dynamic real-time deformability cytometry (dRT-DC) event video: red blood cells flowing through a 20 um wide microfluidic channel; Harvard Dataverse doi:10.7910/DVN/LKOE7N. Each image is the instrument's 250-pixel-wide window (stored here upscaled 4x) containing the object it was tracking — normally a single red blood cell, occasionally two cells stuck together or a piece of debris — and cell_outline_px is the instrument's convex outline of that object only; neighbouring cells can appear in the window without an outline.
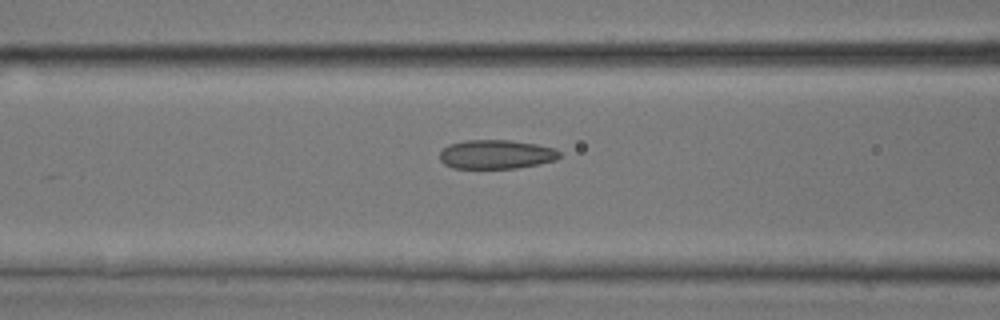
{"species": "common noctule bat (a hibernating species)", "species_latin": "Nyctalus noctula", "temperature_condition": "room temperature", "stored_images_in_passage": 35, "camera_frame_rate_fps": 3000, "um_per_image_px": 0.085, "animal": {"sex": "male", "body_mass_g": 17.9, "forearm_length_mm": 54.2}, "frame": {"image": 1, "passage_image": 15, "time_ms": 4.667, "image_size_px": [1000, 320], "cell_outline_px": [[560, 156], [556, 160], [540, 164], [516, 168], [452, 168], [444, 164], [440, 160], [440, 152], [448, 144], [468, 140], [512, 140], [536, 144], [556, 148], [560, 152]], "centroid_in_image_um": [42.19, 13.12], "position_along_channel_um": 124.4, "area_um2": 20.4}}
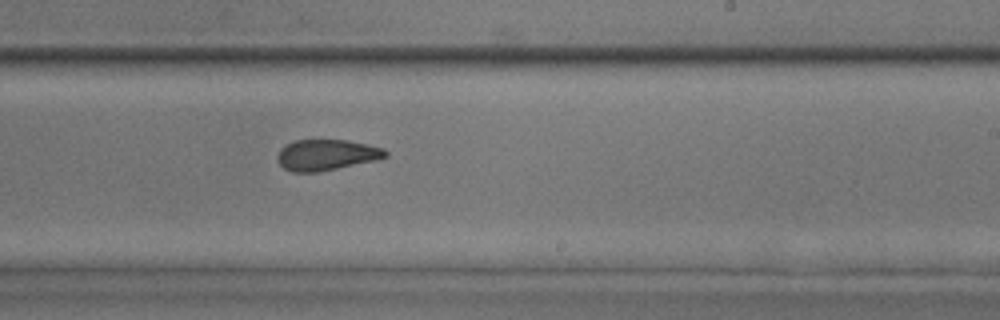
{"frame": {"image": 2, "passage_image": 24, "time_ms": 7.667, "image_size_px": [1000, 320], "cell_outline_px": [[388, 156], [376, 160], [320, 172], [292, 172], [284, 168], [276, 160], [276, 156], [280, 148], [296, 140], [348, 140], [368, 144], [384, 148], [388, 152]], "centroid_in_image_um": [27.75, 13.17], "position_along_channel_um": 261.2, "area_um2": 19.59}}
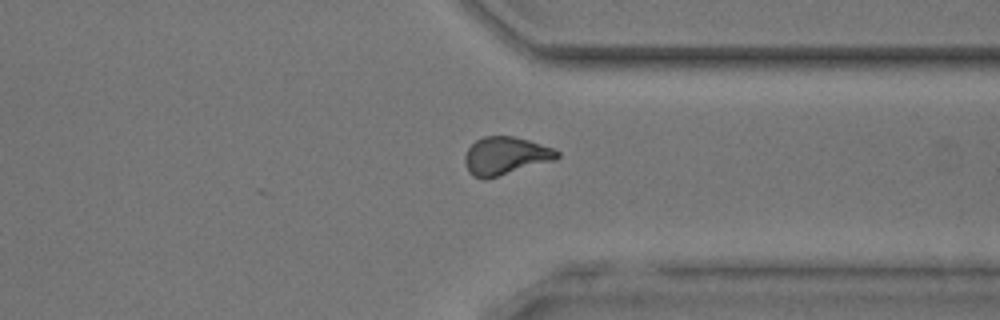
{"frame": {"image": 3, "passage_image": 31, "time_ms": 10.0, "image_size_px": [1000, 320], "cell_outline_px": [[560, 156], [556, 160], [496, 176], [472, 176], [468, 172], [464, 160], [464, 156], [468, 148], [476, 140], [484, 136], [512, 136], [528, 140], [552, 148], [560, 152]], "centroid_in_image_um": [42.98, 13.22], "position_along_channel_um": 368.4, "area_um2": 19.94}}